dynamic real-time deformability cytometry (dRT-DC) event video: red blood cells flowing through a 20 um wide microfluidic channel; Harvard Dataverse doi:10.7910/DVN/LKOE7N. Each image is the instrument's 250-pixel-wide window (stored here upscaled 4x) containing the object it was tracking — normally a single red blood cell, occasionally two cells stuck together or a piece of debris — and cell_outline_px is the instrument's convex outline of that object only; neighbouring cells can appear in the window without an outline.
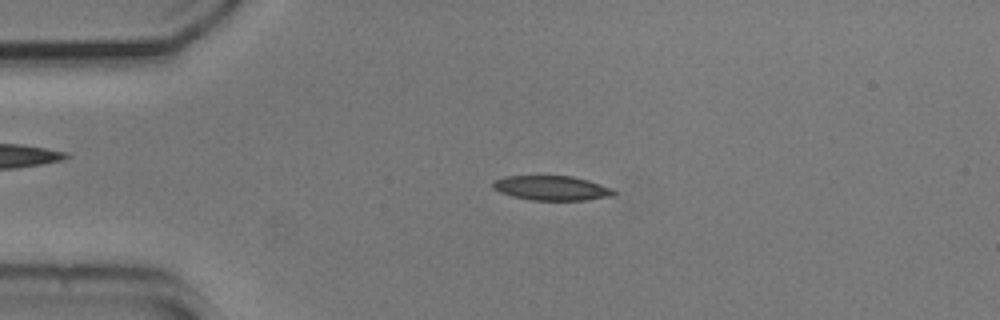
{"species": "common noctule bat (a hibernating species)", "species_latin": "Nyctalus noctula", "temperature_condition": "cold", "stored_images_in_passage": 53, "camera_frame_rate_fps": 3000, "um_per_image_px": 0.085, "animal": {"sex": "male", "body_mass_g": 20.5, "forearm_length_mm": 52.5}, "frame": {"image": 1, "passage_image": 11, "time_ms": 3.333, "image_size_px": [1000, 320], "cell_outline_px": [[616, 196], [584, 200], [532, 200], [512, 196], [500, 192], [492, 188], [492, 180], [504, 176], [572, 176], [588, 180], [612, 188], [616, 192]], "centroid_in_image_um": [46.89, 15.98], "position_along_channel_um": 38.1, "area_um2": 17.46}}
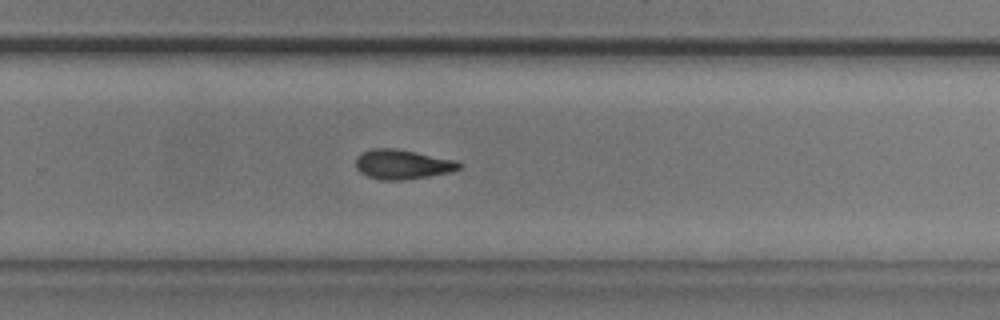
{"frame": {"image": 2, "passage_image": 34, "time_ms": 11.0, "image_size_px": [1000, 320], "cell_outline_px": [[464, 164], [460, 168], [452, 172], [428, 176], [400, 180], [380, 180], [368, 176], [360, 172], [356, 168], [356, 156], [372, 148], [396, 148], [456, 160]], "centroid_in_image_um": [34.22, 13.96], "position_along_channel_um": 295.6, "area_um2": 17.86}}
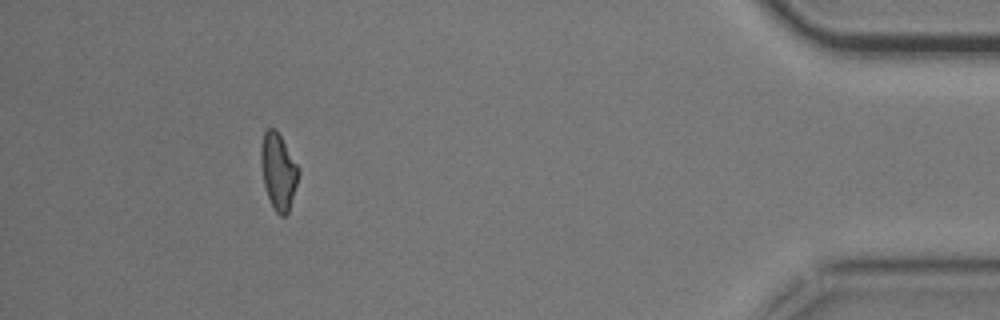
{"frame": {"image": 3, "passage_image": 48, "time_ms": 15.667, "image_size_px": [1000, 320], "cell_outline_px": [[300, 172], [288, 212], [284, 216], [280, 216], [276, 212], [268, 196], [264, 184], [260, 160], [260, 148], [264, 132], [268, 128], [276, 128], [300, 168]], "centroid_in_image_um": [23.66, 14.52], "position_along_channel_um": 411.5, "area_um2": 16.65}, "authors_computed_cell_mechanics": {"area_um2": 17.4556, "velocity_mm_per_s": 3.7427, "shape_relaxation_time_tau1_ms": null, "shape_relaxation_time_tau2_ms": 5.9738, "deformation_change_tau1": null, "deformation_change_tau2": 0.1433}}